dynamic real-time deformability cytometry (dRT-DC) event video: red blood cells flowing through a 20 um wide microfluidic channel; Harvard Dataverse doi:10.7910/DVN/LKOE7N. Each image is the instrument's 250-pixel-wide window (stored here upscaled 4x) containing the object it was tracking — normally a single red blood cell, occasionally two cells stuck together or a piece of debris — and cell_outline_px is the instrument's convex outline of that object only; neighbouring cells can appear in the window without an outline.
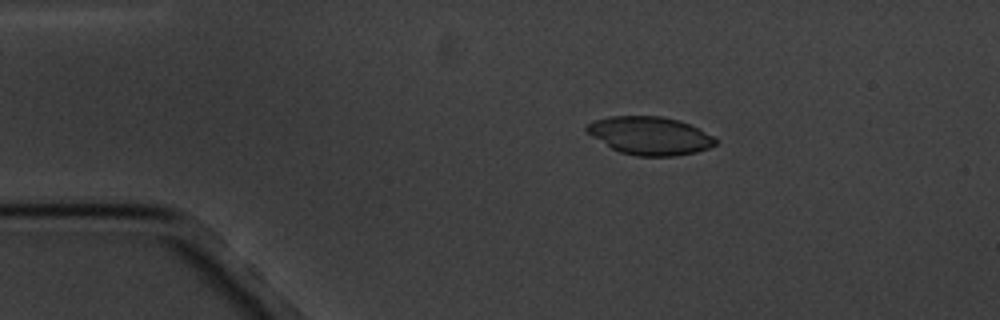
{"species": "common noctule bat (a hibernating species)", "species_latin": "Nyctalus noctula", "temperature_condition": "cold", "stored_images_in_passage": 4, "camera_frame_rate_fps": 3000, "um_per_image_px": 0.085, "animal": {"sex": "male", "body_mass_g": 20.1, "forearm_length_mm": 53.5}, "frame": {"image": 1, "passage_image": 3, "time_ms": 2.333, "image_size_px": [1000, 320], "cell_outline_px": [[716, 144], [708, 148], [696, 152], [676, 156], [636, 156], [620, 152], [612, 148], [592, 136], [584, 128], [588, 124], [596, 120], [608, 116], [660, 116], [680, 120], [712, 136], [716, 140]], "centroid_in_image_um": [55.23, 11.53], "position_along_channel_um": 29.8, "area_um2": 28.26}}